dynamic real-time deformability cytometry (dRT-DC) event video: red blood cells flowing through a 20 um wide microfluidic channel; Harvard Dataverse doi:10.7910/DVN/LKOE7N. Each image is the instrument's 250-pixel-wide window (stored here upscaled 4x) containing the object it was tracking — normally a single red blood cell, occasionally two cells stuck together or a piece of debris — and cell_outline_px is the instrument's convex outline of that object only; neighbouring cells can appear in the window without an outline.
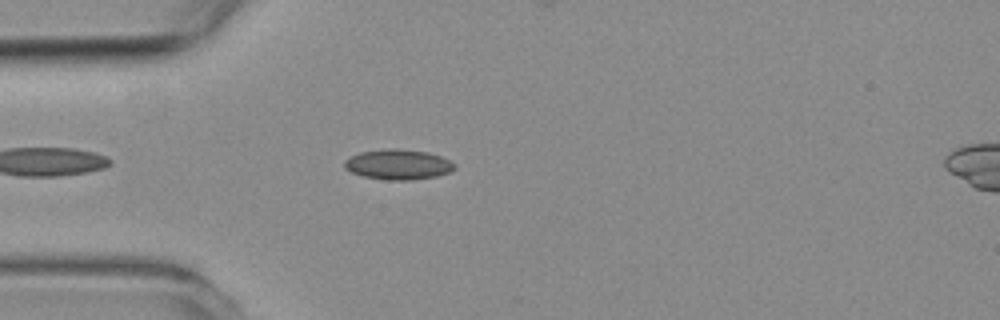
{"species": "common noctule bat (a hibernating species)", "species_latin": "Nyctalus noctula", "temperature_condition": "room temperature", "stored_images_in_passage": 40, "camera_frame_rate_fps": 3000, "um_per_image_px": 0.085, "animal": {"sex": "female", "body_mass_g": 19.3, "forearm_length_mm": 54.1}, "frame": {"image": 1, "passage_image": 5, "time_ms": 1.333, "image_size_px": [1000, 320], "cell_outline_px": [[456, 168], [448, 172], [436, 176], [412, 180], [388, 180], [364, 176], [352, 172], [344, 168], [344, 160], [360, 152], [384, 148], [400, 148], [428, 152], [440, 156], [456, 164]], "centroid_in_image_um": [33.84, 13.97], "position_along_channel_um": 51.2, "area_um2": 19.42}}
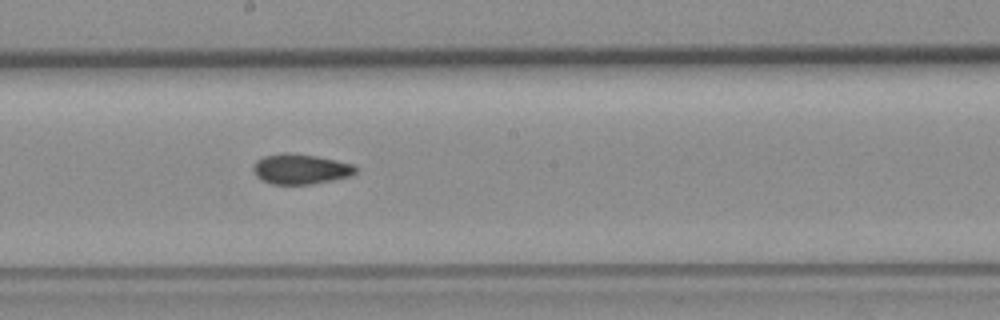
{"frame": {"image": 2, "passage_image": 20, "time_ms": 6.333, "image_size_px": [1000, 320], "cell_outline_px": [[356, 172], [348, 176], [332, 180], [312, 184], [272, 184], [260, 180], [256, 176], [252, 168], [256, 160], [264, 156], [284, 152], [288, 152], [316, 156], [352, 164], [356, 168]], "centroid_in_image_um": [25.49, 14.37], "position_along_channel_um": 222.7, "area_um2": 17.92}}
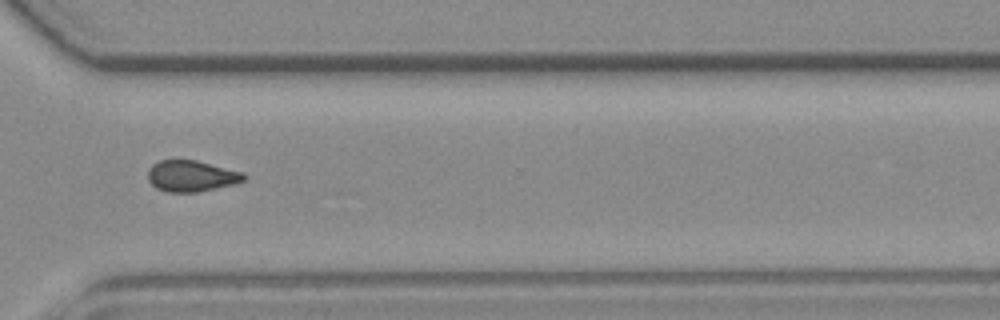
{"frame": {"image": 3, "passage_image": 31, "time_ms": 10.0, "image_size_px": [1000, 320], "cell_outline_px": [[248, 176], [244, 180], [236, 184], [196, 192], [168, 192], [156, 188], [148, 180], [148, 168], [152, 164], [160, 160], [196, 160], [244, 172]], "centroid_in_image_um": [16.28, 14.96], "position_along_channel_um": 354.3, "area_um2": 17.57}, "authors_computed_cell_mechanics": {"area_um2": 17.8602, "velocity_mm_per_s": 3.598, "shape_relaxation_time_tau1_ms": null, "shape_relaxation_time_tau2_ms": 5.5014, "deformation_change_tau1": null, "deformation_change_tau2": 0.1046}}